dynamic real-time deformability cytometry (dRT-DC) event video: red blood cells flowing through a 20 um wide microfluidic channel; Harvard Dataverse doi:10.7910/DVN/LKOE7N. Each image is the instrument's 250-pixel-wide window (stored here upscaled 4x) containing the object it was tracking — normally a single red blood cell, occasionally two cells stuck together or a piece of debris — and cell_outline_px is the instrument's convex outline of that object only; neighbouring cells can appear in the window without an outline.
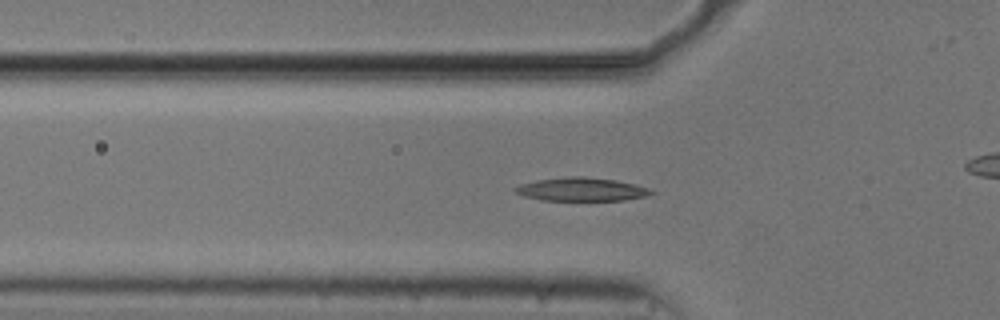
{"species": "common noctule bat (a hibernating species)", "species_latin": "Nyctalus noctula", "temperature_condition": "cold", "stored_images_in_passage": 50, "camera_frame_rate_fps": 3000, "um_per_image_px": 0.085, "animal": {"sex": "male", "body_mass_g": 20.5, "forearm_length_mm": 52.5}, "frame": {"image": 1, "passage_image": 13, "time_ms": 4.0, "image_size_px": [1000, 320], "cell_outline_px": [[656, 192], [648, 196], [624, 200], [540, 200], [524, 196], [516, 192], [512, 188], [520, 184], [536, 180], [568, 176], [580, 176], [616, 180], [636, 184], [648, 188]], "centroid_in_image_um": [49.43, 16.09], "position_along_channel_um": 76.4, "area_um2": 18.61}}
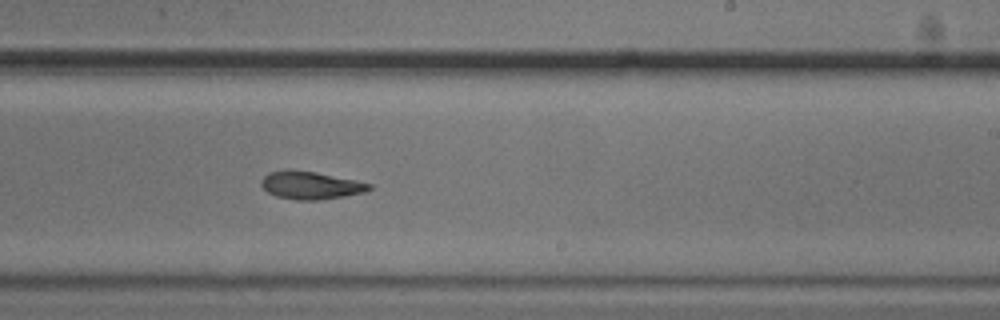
{"frame": {"image": 2, "passage_image": 28, "time_ms": 9.0, "image_size_px": [1000, 320], "cell_outline_px": [[372, 188], [364, 192], [344, 196], [320, 200], [296, 200], [276, 196], [268, 192], [260, 184], [260, 180], [268, 172], [288, 168], [316, 172], [356, 180], [372, 184]], "centroid_in_image_um": [26.37, 15.73], "position_along_channel_um": 262.6, "area_um2": 17.69}}
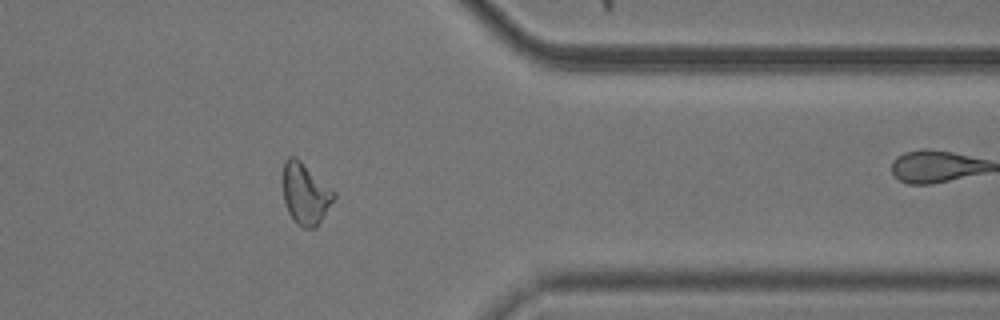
{"frame": {"image": 3, "passage_image": 39, "time_ms": 12.667, "image_size_px": [1000, 320], "cell_outline_px": [[336, 196], [316, 228], [304, 228], [296, 224], [288, 212], [284, 200], [284, 160], [288, 156], [296, 156], [332, 188], [336, 192]], "centroid_in_image_um": [25.97, 16.46], "position_along_channel_um": 385.4, "area_um2": 18.21}, "authors_computed_cell_mechanics": {"area_um2": 18.207, "velocity_mm_per_s": 3.7094, "shape_relaxation_time_tau1_ms": 4.5407, "shape_relaxation_time_tau2_ms": null, "deformation_change_tau1": 0.1582, "deformation_change_tau2": null}}